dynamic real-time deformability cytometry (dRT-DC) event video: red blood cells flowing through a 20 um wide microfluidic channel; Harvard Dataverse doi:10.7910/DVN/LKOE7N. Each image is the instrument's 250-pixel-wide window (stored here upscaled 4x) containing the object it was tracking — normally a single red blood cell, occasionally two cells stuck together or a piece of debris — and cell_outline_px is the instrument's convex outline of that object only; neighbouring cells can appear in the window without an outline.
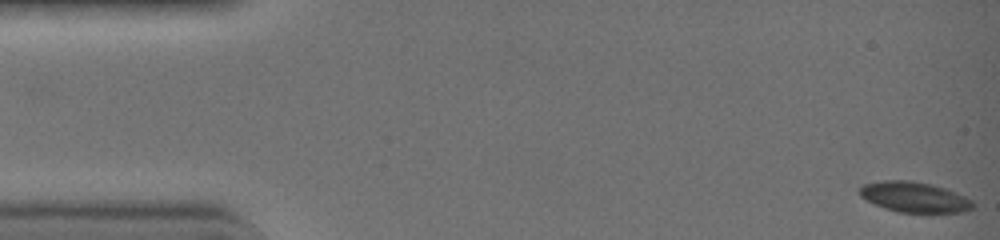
{"species": "common noctule bat (a hibernating species)", "species_latin": "Nyctalus noctula", "temperature_condition": "warm", "stored_images_in_passage": 43, "camera_frame_rate_fps": 3000, "um_per_image_px": 0.085, "animal": {"sex": "female", "body_mass_g": 19.0, "forearm_length_mm": 51.5}, "frame": {"image": 1, "passage_image": 1, "time_ms": 0.0, "image_size_px": [1000, 240], "cell_outline_px": [[976, 204], [972, 208], [960, 212], [900, 212], [884, 208], [860, 196], [860, 188], [864, 184], [888, 180], [908, 180], [928, 184], [944, 188], [964, 196], [972, 200]], "centroid_in_image_um": [77.73, 16.75], "position_along_channel_um": 7.3, "area_um2": 19.59}}
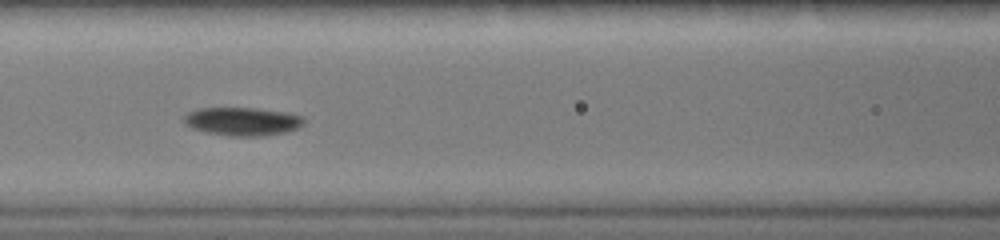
{"frame": {"image": 2, "passage_image": 19, "time_ms": 6.0, "image_size_px": [1000, 240], "cell_outline_px": [[304, 120], [296, 128], [284, 132], [256, 136], [232, 136], [208, 132], [192, 128], [184, 120], [184, 116], [192, 112], [204, 108], [248, 108], [280, 112], [300, 116]], "centroid_in_image_um": [20.57, 10.33], "position_along_channel_um": 146.0, "area_um2": 18.79}}
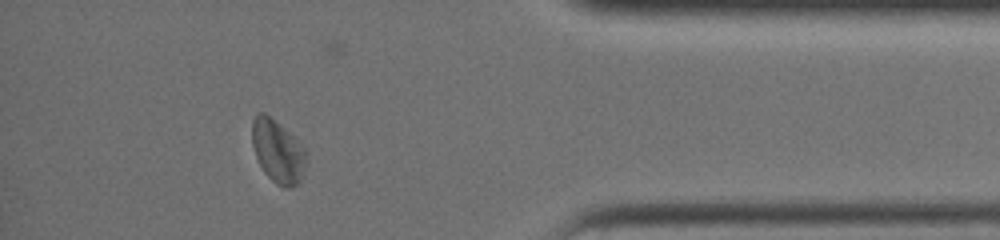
{"frame": {"image": 3, "passage_image": 38, "time_ms": 12.333, "image_size_px": [1000, 240], "cell_outline_px": [[304, 164], [300, 184], [292, 188], [284, 188], [276, 184], [264, 172], [256, 156], [252, 144], [252, 120], [260, 112], [264, 112], [304, 152]], "centroid_in_image_um": [23.54, 12.96], "position_along_channel_um": 411.7, "area_um2": 18.55}, "authors_computed_cell_mechanics": {"area_um2": 18.3804, "velocity_mm_per_s": 4.5401, "shape_relaxation_time_tau1_ms": 1.4682, "shape_relaxation_time_tau2_ms": 5.1845, "deformation_change_tau1": 0.0853, "deformation_change_tau2": 0.0983}}